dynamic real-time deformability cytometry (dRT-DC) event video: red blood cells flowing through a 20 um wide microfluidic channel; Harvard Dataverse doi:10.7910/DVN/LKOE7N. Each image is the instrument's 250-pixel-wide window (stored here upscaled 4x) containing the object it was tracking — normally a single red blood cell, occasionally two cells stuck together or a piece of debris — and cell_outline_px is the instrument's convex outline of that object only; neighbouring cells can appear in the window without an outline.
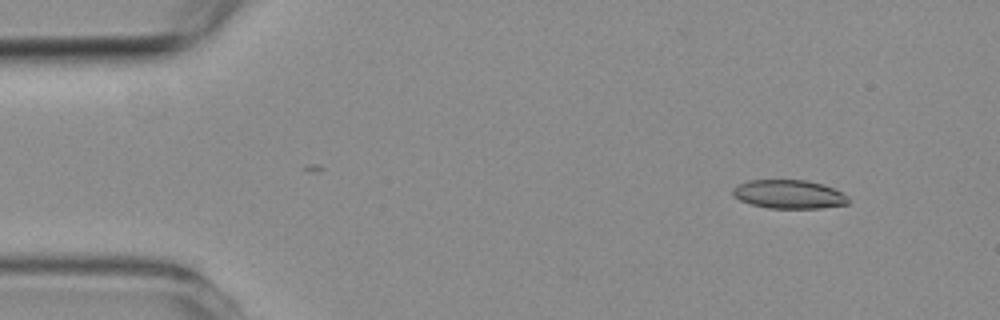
{"species": "common noctule bat (a hibernating species)", "species_latin": "Nyctalus noctula", "temperature_condition": "room temperature", "stored_images_in_passage": 4, "segment_of_instrument_passage": [1, 2], "camera_frame_rate_fps": 3000, "um_per_image_px": 0.085, "animal": {"sex": "female", "body_mass_g": 19.3, "forearm_length_mm": 54.1}, "frame": {"image": 1, "passage_image": 1, "time_ms": 0.0, "image_size_px": [1000, 320], "cell_outline_px": [[852, 200], [848, 204], [820, 208], [768, 208], [752, 204], [740, 200], [732, 196], [732, 188], [748, 180], [808, 180], [824, 184], [848, 196]], "centroid_in_image_um": [67.08, 16.51], "position_along_channel_um": 17.9, "area_um2": 19.42}}